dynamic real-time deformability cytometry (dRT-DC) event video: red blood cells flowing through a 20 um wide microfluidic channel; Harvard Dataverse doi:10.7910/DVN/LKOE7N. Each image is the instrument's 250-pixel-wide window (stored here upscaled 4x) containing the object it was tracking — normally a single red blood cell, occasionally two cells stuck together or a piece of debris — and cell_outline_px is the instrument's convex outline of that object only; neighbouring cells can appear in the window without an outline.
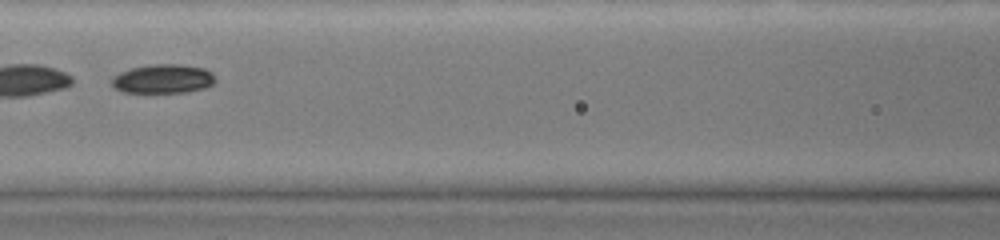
{"species": "common noctule bat (a hibernating species)", "species_latin": "Nyctalus noctula", "temperature_condition": "warm", "stored_images_in_passage": 17, "camera_frame_rate_fps": 3000, "um_per_image_px": 0.085, "animal": {"sex": "female", "body_mass_g": 19.0, "forearm_length_mm": 51.5}, "frame": {"image": 1, "passage_image": 8, "time_ms": 2.333, "image_size_px": [1000, 240], "cell_outline_px": [[216, 80], [212, 84], [204, 88], [188, 92], [124, 92], [116, 88], [112, 84], [112, 76], [120, 72], [132, 68], [152, 64], [180, 64], [204, 68], [212, 72]], "centroid_in_image_um": [13.88, 6.69], "position_along_channel_um": 152.7, "area_um2": 17.46}}